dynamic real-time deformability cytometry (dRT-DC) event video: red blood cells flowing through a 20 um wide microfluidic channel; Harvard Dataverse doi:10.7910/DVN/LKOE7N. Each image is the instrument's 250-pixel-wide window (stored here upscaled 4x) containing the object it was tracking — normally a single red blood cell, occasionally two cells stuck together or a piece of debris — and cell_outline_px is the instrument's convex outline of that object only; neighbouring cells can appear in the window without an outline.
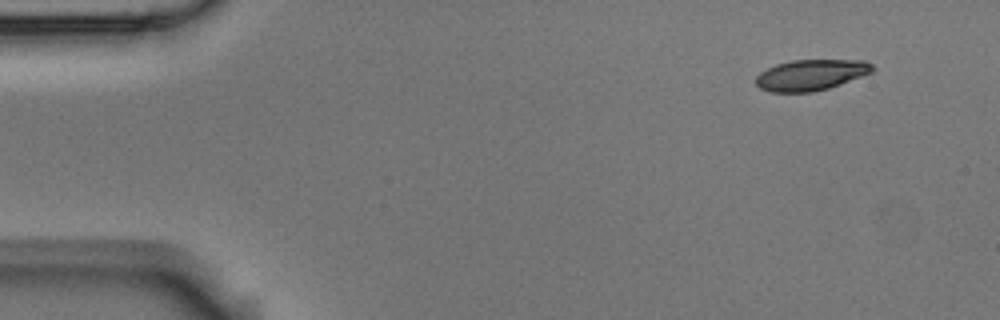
{"species": "Egyptian fruit bat (a non-hibernating species)", "species_latin": "Rousettus aegyptiacus", "temperature_condition": "room temperature", "stored_images_in_passage": 4, "camera_frame_rate_fps": 3000, "um_per_image_px": 0.085, "animal": {"sex": "male"}, "frame": {"image": 1, "passage_image": 1, "time_ms": 0.0, "image_size_px": [1000, 320], "cell_outline_px": [[876, 68], [872, 72], [840, 84], [828, 88], [812, 92], [772, 92], [760, 88], [756, 84], [756, 76], [760, 72], [776, 64], [792, 60], [864, 60], [872, 64]], "centroid_in_image_um": [68.93, 6.36], "position_along_channel_um": 16.1, "area_um2": 20.92}}
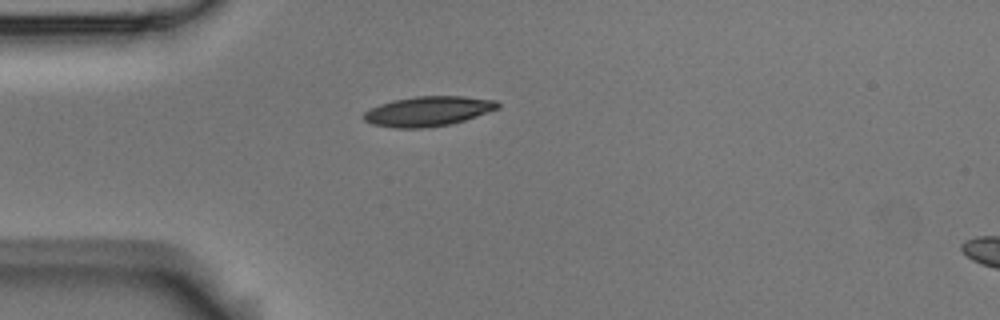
{"frame": {"image": 2, "passage_image": 4, "time_ms": 1.0, "image_size_px": [1000, 320], "cell_outline_px": [[500, 108], [452, 124], [424, 128], [396, 128], [372, 124], [364, 120], [360, 116], [364, 112], [380, 104], [396, 100], [416, 96], [464, 96], [496, 100], [500, 104]], "centroid_in_image_um": [36.39, 9.46], "position_along_channel_um": 48.6, "area_um2": 23.29}}